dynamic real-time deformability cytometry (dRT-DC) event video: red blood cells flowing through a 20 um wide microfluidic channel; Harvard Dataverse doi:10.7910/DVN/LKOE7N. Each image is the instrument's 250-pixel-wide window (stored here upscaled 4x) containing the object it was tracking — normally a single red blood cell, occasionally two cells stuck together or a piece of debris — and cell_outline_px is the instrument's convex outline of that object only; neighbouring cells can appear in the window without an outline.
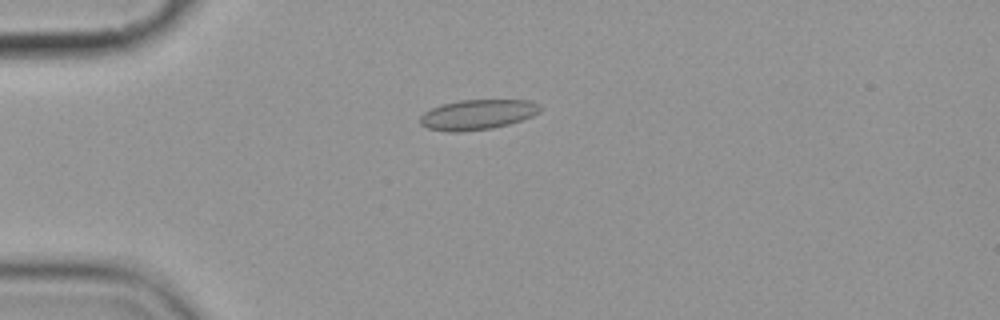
{"species": "common noctule bat (a hibernating species)", "species_latin": "Nyctalus noctula", "temperature_condition": "cold", "stored_images_in_passage": 3, "camera_frame_rate_fps": 3000, "um_per_image_px": 0.085, "animal": {"sex": "female", "body_mass_g": 19.9}, "frame": {"image": 1, "passage_image": 2, "time_ms": 1.333, "image_size_px": [1000, 320], "cell_outline_px": [[540, 112], [532, 116], [508, 124], [492, 128], [460, 132], [448, 132], [428, 128], [420, 124], [420, 116], [424, 112], [440, 104], [460, 100], [528, 100], [540, 104]], "centroid_in_image_um": [40.57, 9.74], "position_along_channel_um": 44.4, "area_um2": 21.04}}